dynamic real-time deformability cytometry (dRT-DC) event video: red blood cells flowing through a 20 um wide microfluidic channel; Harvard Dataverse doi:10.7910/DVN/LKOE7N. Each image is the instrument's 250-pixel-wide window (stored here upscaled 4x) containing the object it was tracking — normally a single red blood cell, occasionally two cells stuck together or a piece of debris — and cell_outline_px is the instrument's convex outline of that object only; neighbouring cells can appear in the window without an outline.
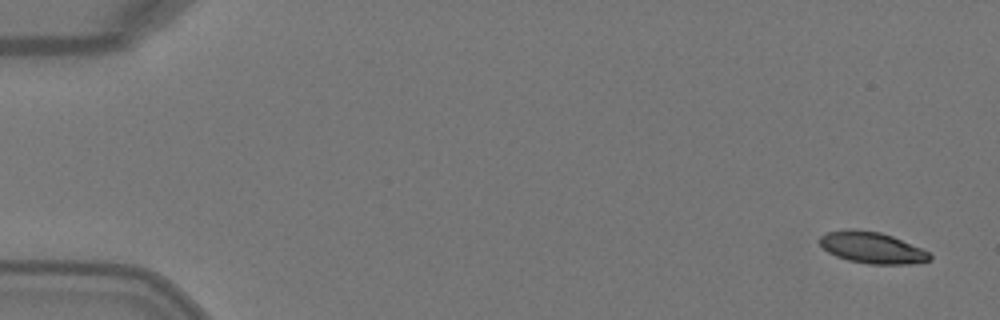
{"species": "Egyptian fruit bat (a non-hibernating species)", "species_latin": "Rousettus aegyptiacus", "temperature_condition": "warm", "stored_images_in_passage": 4, "camera_frame_rate_fps": 3000, "um_per_image_px": 0.085, "animal": {"sex": "female"}, "frame": {"image": 1, "passage_image": 1, "time_ms": 0.0, "image_size_px": [1000, 320], "cell_outline_px": [[932, 260], [908, 264], [868, 264], [848, 260], [836, 256], [828, 252], [820, 244], [820, 236], [828, 232], [844, 228], [852, 228], [880, 232], [892, 236], [920, 248], [928, 252], [932, 256]], "centroid_in_image_um": [74.1, 21.04], "position_along_channel_um": 10.9, "area_um2": 20.11}}